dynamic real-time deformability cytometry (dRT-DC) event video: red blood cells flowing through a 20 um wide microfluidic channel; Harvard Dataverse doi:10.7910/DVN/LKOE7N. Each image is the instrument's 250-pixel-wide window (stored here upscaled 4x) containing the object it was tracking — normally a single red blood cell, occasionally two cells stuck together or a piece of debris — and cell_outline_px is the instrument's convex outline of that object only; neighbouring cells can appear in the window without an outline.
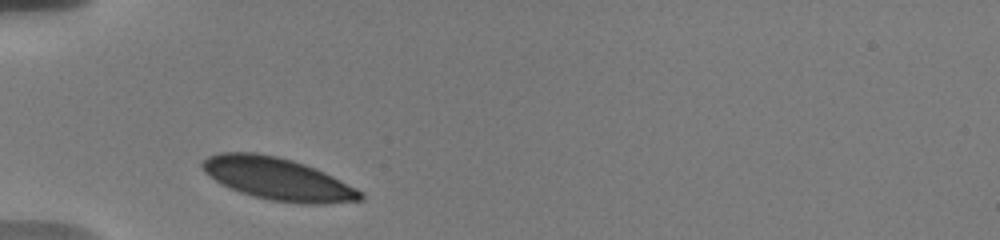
{"species": "human", "species_latin": "Homo sapiens", "temperature_condition": "warm", "stored_images_in_passage": 9, "camera_frame_rate_fps": 3000, "um_per_image_px": 0.085, "donor": {"sex": "male"}, "frame": {"image": 1, "passage_image": 1, "time_ms": 0.0, "image_size_px": [1000, 240], "cell_outline_px": [[364, 200], [324, 204], [300, 204], [272, 200], [240, 192], [208, 176], [204, 172], [200, 164], [208, 156], [220, 152], [256, 152], [276, 156], [292, 160], [304, 164], [324, 172], [364, 192]], "centroid_in_image_um": [23.63, 15.2], "position_along_channel_um": 61.4, "area_um2": 38.78}}
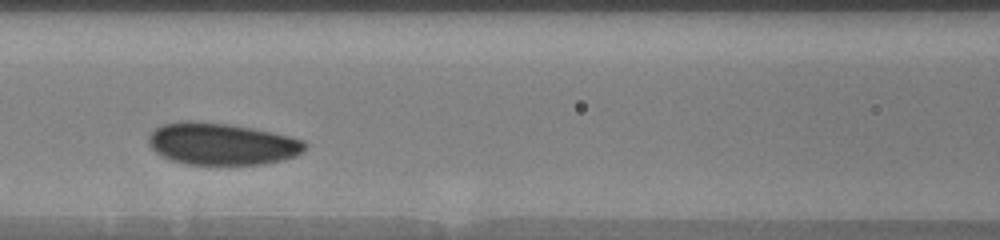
{"frame": {"image": 2, "passage_image": 6, "time_ms": 2.667, "image_size_px": [1000, 240], "cell_outline_px": [[308, 144], [296, 156], [284, 160], [264, 164], [188, 164], [172, 160], [156, 152], [148, 144], [148, 136], [156, 128], [164, 124], [184, 120], [196, 120], [232, 124], [272, 132], [304, 140]], "centroid_in_image_um": [18.85, 12.22], "position_along_channel_um": 147.7, "area_um2": 38.26}}
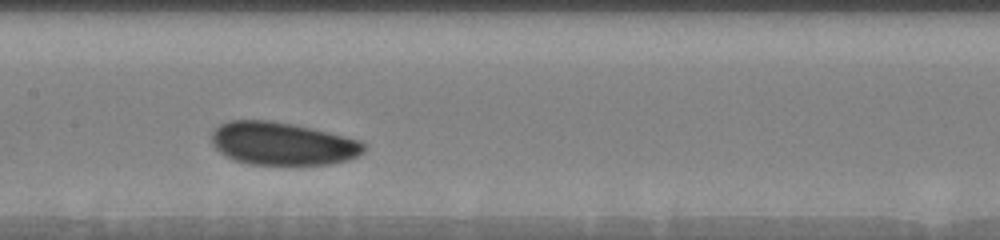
{"frame": {"image": 3, "passage_image": 8, "time_ms": 3.667, "image_size_px": [1000, 240], "cell_outline_px": [[364, 152], [360, 156], [348, 160], [332, 164], [248, 164], [224, 156], [212, 144], [212, 128], [228, 120], [272, 120], [312, 128], [360, 140], [364, 144]], "centroid_in_image_um": [23.99, 12.2], "position_along_channel_um": 183.4, "area_um2": 38.26}}